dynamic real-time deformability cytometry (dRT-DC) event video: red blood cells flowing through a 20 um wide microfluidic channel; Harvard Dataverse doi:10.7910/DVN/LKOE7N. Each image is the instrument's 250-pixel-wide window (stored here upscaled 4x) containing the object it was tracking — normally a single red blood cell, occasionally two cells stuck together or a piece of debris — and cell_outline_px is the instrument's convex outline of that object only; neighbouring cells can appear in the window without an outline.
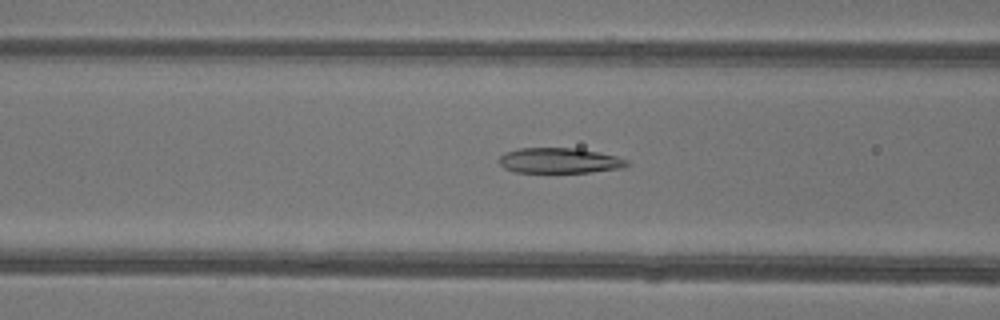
{"species": "common noctule bat (a hibernating species)", "species_latin": "Nyctalus noctula", "temperature_condition": "warm", "stored_images_in_passage": 46, "camera_frame_rate_fps": 3000, "um_per_image_px": 0.085, "animal": {"sex": "female"}, "frame": {"image": 1, "passage_image": 17, "time_ms": 5.333, "image_size_px": [1000, 320], "cell_outline_px": [[632, 164], [624, 168], [592, 172], [516, 172], [504, 168], [496, 160], [504, 152], [520, 148], [576, 148], [616, 156], [628, 160]], "centroid_in_image_um": [47.56, 13.65], "position_along_channel_um": 119.0, "area_um2": 19.02}}
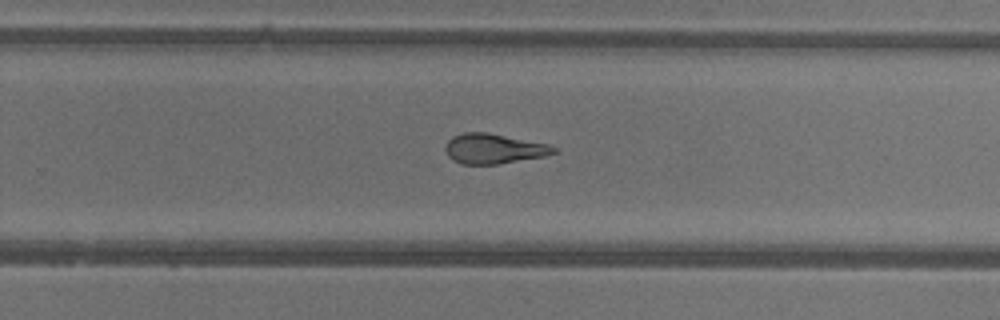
{"frame": {"image": 2, "passage_image": 29, "time_ms": 9.333, "image_size_px": [1000, 320], "cell_outline_px": [[556, 152], [544, 156], [496, 164], [464, 164], [448, 156], [444, 148], [448, 140], [452, 136], [464, 132], [488, 132], [548, 144], [556, 148]], "centroid_in_image_um": [41.95, 12.62], "position_along_channel_um": 287.9, "area_um2": 18.73}}
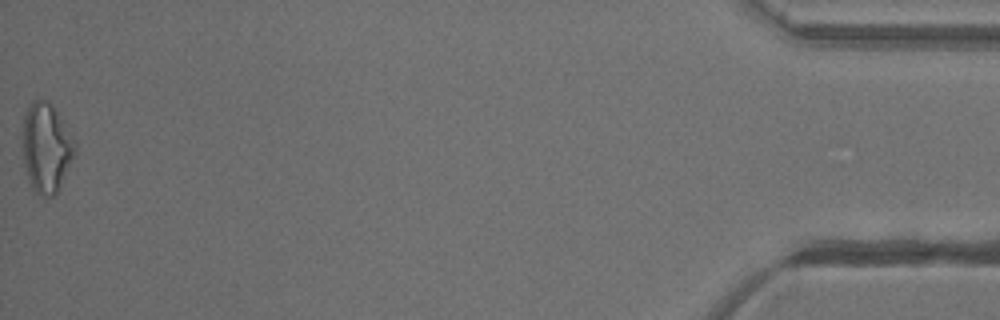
{"frame": {"image": 3, "passage_image": 46, "time_ms": 15.0, "image_size_px": [1000, 320], "cell_outline_px": [[76, 152], [56, 192], [52, 196], [44, 196], [36, 192], [32, 188], [28, 180], [24, 164], [20, 140], [24, 116], [28, 104], [32, 100], [44, 100], [52, 104], [60, 116], [76, 144]], "centroid_in_image_um": [3.88, 12.52], "position_along_channel_um": 431.3, "area_um2": 27.4}, "authors_computed_cell_mechanics": {"area_um2": 20.4901, "velocity_mm_per_s": 4.2206, "shape_relaxation_time_tau1_ms": 9.7062, "shape_relaxation_time_tau2_ms": 1.8859, "deformation_change_tau1": 0.2781, "deformation_change_tau2": 0.1134}}